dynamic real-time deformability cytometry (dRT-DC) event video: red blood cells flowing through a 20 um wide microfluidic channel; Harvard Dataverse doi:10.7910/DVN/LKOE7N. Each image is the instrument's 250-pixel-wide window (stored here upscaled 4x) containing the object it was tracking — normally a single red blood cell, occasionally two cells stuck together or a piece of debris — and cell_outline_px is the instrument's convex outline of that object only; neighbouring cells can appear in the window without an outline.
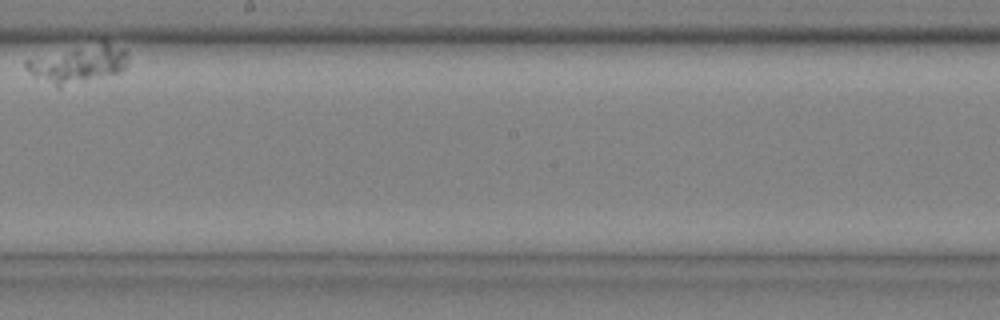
{"species": "common noctule bat (a hibernating species)", "species_latin": "Nyctalus noctula", "temperature_condition": "cold", "stored_images_in_passage": 11, "segment_of_instrument_passage": [2, 2], "camera_frame_rate_fps": 3000, "um_per_image_px": 0.085, "animal": {"sex": "male", "body_mass_g": 20.4}, "frame": {"image": 1, "passage_image": 9, "time_ms": 2.667, "image_size_px": [1000, 320], "cell_outline_px": [[128, 64], [120, 72], [60, 88], [56, 88], [32, 76], [24, 68], [24, 60], [104, 40], [124, 48], [128, 52]], "centroid_in_image_um": [6.65, 5.45], "position_along_channel_um": 241.5, "area_um2": 22.83}}
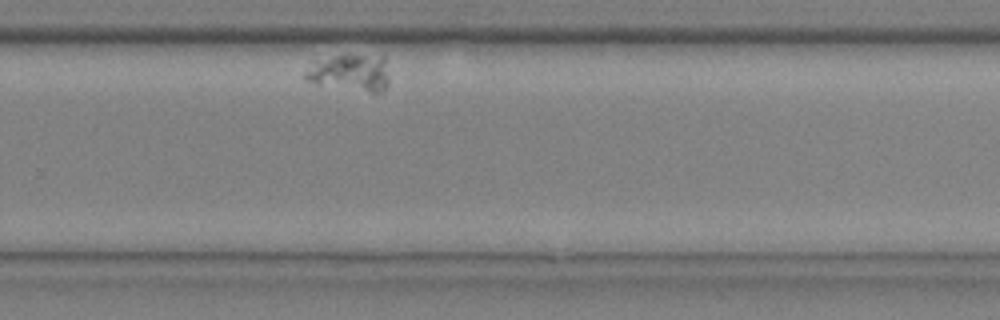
{"frame": {"image": 2, "passage_image": 11, "time_ms": 3.333, "image_size_px": [1000, 320], "cell_outline_px": [[388, 88], [384, 92], [372, 92], [316, 84], [304, 80], [300, 76], [312, 60], [336, 56], [384, 56], [388, 76]], "centroid_in_image_um": [29.69, 6.19], "position_along_channel_um": 300.1, "area_um2": 18.26}}